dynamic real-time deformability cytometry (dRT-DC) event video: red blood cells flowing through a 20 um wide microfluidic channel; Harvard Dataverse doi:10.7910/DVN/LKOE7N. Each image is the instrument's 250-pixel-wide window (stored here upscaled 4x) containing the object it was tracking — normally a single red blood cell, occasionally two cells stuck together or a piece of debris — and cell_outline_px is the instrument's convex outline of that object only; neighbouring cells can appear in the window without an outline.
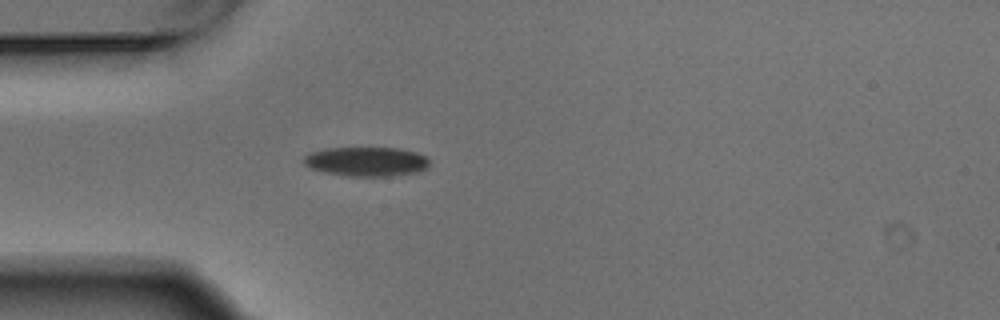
{"species": "Egyptian fruit bat (a non-hibernating species)", "species_latin": "Rousettus aegyptiacus", "temperature_condition": "warm", "stored_images_in_passage": 1, "camera_frame_rate_fps": 3000, "um_per_image_px": 0.085, "animal": {"sex": "male"}, "frame": {"image": 1, "passage_image": 1, "time_ms": 0.0, "image_size_px": [1000, 320], "cell_outline_px": [[428, 168], [416, 172], [392, 176], [348, 176], [324, 172], [312, 168], [304, 164], [300, 160], [308, 152], [324, 148], [400, 148], [416, 152], [424, 156], [428, 160]], "centroid_in_image_um": [31.09, 13.73], "position_along_channel_um": 53.9, "area_um2": 21.62}}